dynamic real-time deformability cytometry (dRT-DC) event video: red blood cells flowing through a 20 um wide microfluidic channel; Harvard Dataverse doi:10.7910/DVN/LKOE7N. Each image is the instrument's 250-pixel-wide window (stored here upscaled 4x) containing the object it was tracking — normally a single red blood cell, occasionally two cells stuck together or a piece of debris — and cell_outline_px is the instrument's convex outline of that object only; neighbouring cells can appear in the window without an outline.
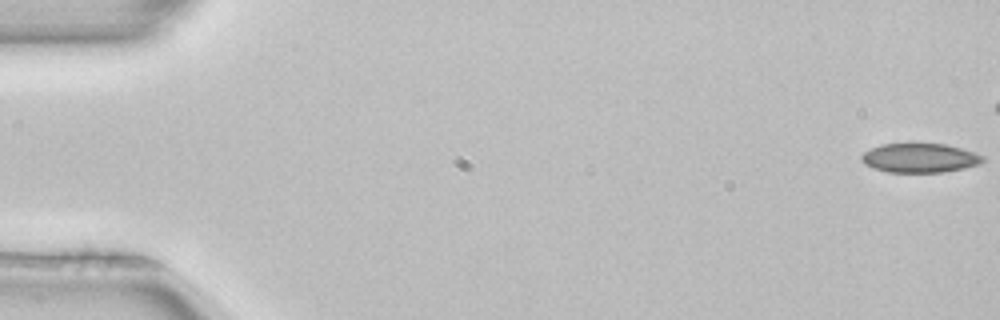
{"species": "common noctule bat (a hibernating species)", "species_latin": "Nyctalus noctula", "temperature_condition": "room temperature", "stored_images_in_passage": 46, "camera_frame_rate_fps": 3000, "um_per_image_px": 0.085, "animal": {"sex": "female", "body_mass_g": 22.7, "forearm_length_mm": 54.2}, "frame": {"image": 1, "passage_image": 1, "time_ms": 0.0, "image_size_px": [1000, 320], "cell_outline_px": [[984, 160], [980, 164], [964, 168], [944, 172], [888, 172], [872, 168], [864, 164], [860, 160], [860, 156], [864, 152], [880, 144], [944, 144], [960, 148], [984, 156]], "centroid_in_image_um": [78.15, 13.43], "position_along_channel_um": 6.9, "area_um2": 20.58}, "authors_computed_cell_mechanics": {"area_um2": 21.5016, "velocity_mm_per_s": 3.9957, "shape_relaxation_time_tau1_ms": null, "shape_relaxation_time_tau2_ms": 9.666, "deformation_change_tau1": null, "deformation_change_tau2": 0.1416}}